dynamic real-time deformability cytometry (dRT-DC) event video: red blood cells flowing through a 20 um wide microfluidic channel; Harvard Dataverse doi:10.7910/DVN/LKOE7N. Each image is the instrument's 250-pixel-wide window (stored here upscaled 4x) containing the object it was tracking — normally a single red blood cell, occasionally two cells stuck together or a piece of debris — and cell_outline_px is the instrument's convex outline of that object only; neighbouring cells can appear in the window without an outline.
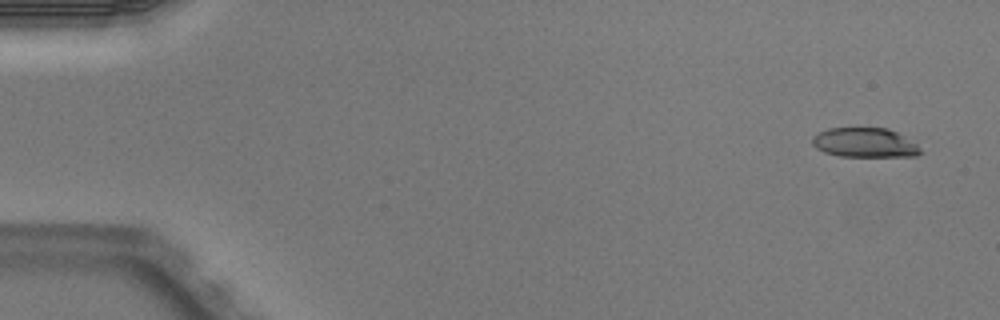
{"species": "Egyptian fruit bat (a non-hibernating species)", "species_latin": "Rousettus aegyptiacus", "temperature_condition": "warm", "stored_images_in_passage": 4, "camera_frame_rate_fps": 3000, "um_per_image_px": 0.085, "animal": {"sex": "male"}, "frame": {"image": 1, "passage_image": 1, "time_ms": 0.0, "image_size_px": [1000, 320], "cell_outline_px": [[924, 152], [916, 156], [840, 156], [824, 152], [816, 148], [812, 144], [812, 136], [828, 128], [888, 128], [896, 132], [916, 144]], "centroid_in_image_um": [73.49, 12.13], "position_along_channel_um": 11.5, "area_um2": 18.5}}